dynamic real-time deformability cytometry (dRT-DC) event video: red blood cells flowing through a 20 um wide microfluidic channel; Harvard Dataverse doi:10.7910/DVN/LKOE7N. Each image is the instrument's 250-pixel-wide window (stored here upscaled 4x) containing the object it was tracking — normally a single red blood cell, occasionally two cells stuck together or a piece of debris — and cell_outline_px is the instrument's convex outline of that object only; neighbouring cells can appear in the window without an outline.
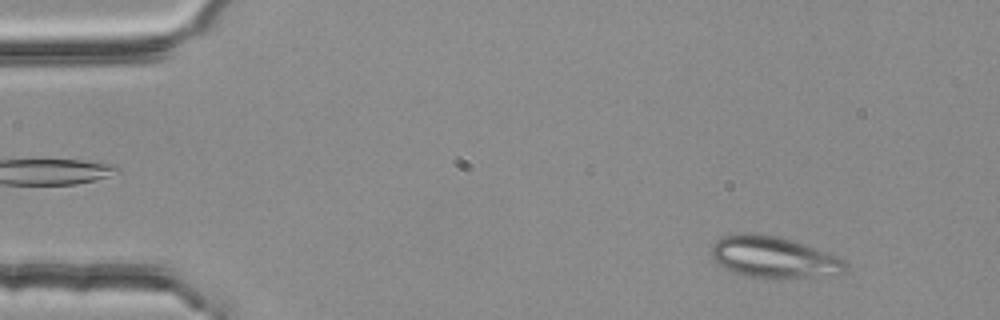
{"species": "common noctule bat (a hibernating species)", "species_latin": "Nyctalus noctula", "temperature_condition": "room temperature", "stored_images_in_passage": 6, "camera_frame_rate_fps": 3000, "um_per_image_px": 0.085, "animal": {"sex": "female", "body_mass_g": 25.1}, "frame": {"image": 1, "passage_image": 1, "time_ms": 0.0, "image_size_px": [1000, 320], "cell_outline_px": [[844, 272], [840, 276], [744, 276], [724, 268], [716, 264], [712, 256], [712, 244], [716, 240], [724, 236], [736, 232], [752, 232], [776, 236], [792, 240], [828, 252], [844, 260]], "centroid_in_image_um": [65.72, 21.82], "position_along_channel_um": 19.3, "area_um2": 32.02}}
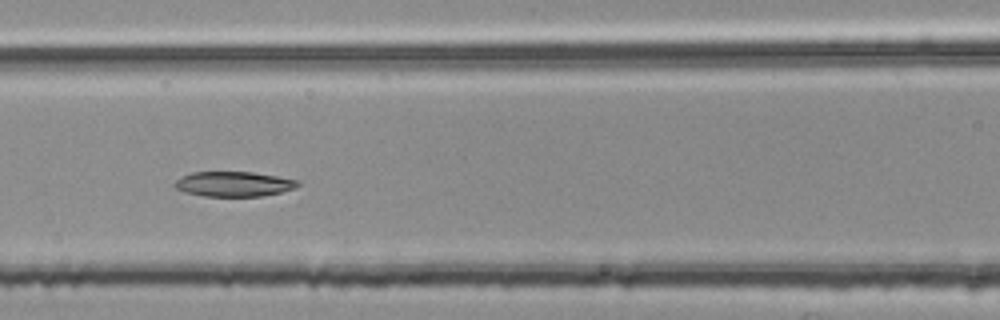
{"frame": {"image": 2, "passage_image": 5, "time_ms": 1.333, "image_size_px": [1000, 320], "cell_outline_px": [[300, 184], [296, 188], [264, 196], [204, 196], [184, 192], [176, 188], [172, 184], [180, 176], [192, 172], [252, 172], [300, 180]], "centroid_in_image_um": [19.86, 15.64], "position_along_channel_um": 146.7, "area_um2": 18.03}}
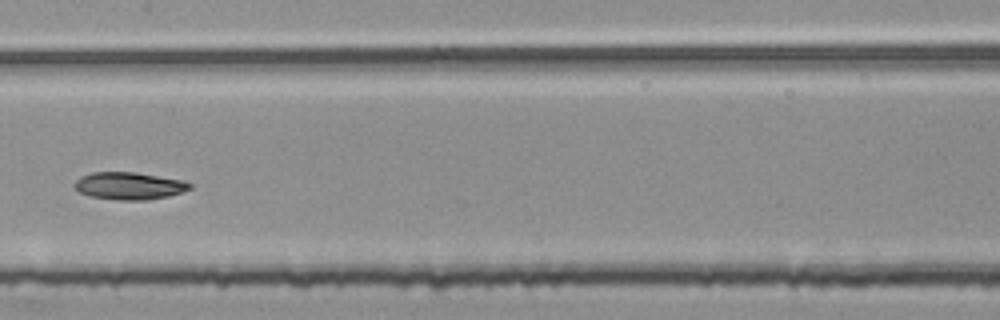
{"frame": {"image": 3, "passage_image": 6, "time_ms": 1.667, "image_size_px": [1000, 320], "cell_outline_px": [[192, 188], [168, 196], [148, 200], [116, 200], [92, 196], [80, 192], [72, 184], [80, 176], [92, 172], [136, 172], [184, 180], [192, 184]], "centroid_in_image_um": [10.98, 15.79], "position_along_channel_um": 196.4, "area_um2": 18.44}}